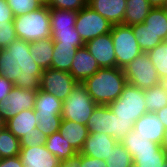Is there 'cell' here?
<instances>
[{"mask_svg":"<svg viewBox=\"0 0 167 167\" xmlns=\"http://www.w3.org/2000/svg\"><path fill=\"white\" fill-rule=\"evenodd\" d=\"M83 84L97 105H108L117 100L127 84V80L124 70L121 68H100Z\"/></svg>","mask_w":167,"mask_h":167,"instance_id":"obj_2","label":"cell"},{"mask_svg":"<svg viewBox=\"0 0 167 167\" xmlns=\"http://www.w3.org/2000/svg\"><path fill=\"white\" fill-rule=\"evenodd\" d=\"M99 69L100 66L97 61L84 46L77 49L69 73L77 82L83 83L87 78L93 76Z\"/></svg>","mask_w":167,"mask_h":167,"instance_id":"obj_16","label":"cell"},{"mask_svg":"<svg viewBox=\"0 0 167 167\" xmlns=\"http://www.w3.org/2000/svg\"><path fill=\"white\" fill-rule=\"evenodd\" d=\"M77 83L69 72L48 68L42 72L40 89L51 93L63 102Z\"/></svg>","mask_w":167,"mask_h":167,"instance_id":"obj_11","label":"cell"},{"mask_svg":"<svg viewBox=\"0 0 167 167\" xmlns=\"http://www.w3.org/2000/svg\"><path fill=\"white\" fill-rule=\"evenodd\" d=\"M132 31L137 39L140 49L144 53H147L163 42L156 34L150 31L144 23L133 25Z\"/></svg>","mask_w":167,"mask_h":167,"instance_id":"obj_30","label":"cell"},{"mask_svg":"<svg viewBox=\"0 0 167 167\" xmlns=\"http://www.w3.org/2000/svg\"><path fill=\"white\" fill-rule=\"evenodd\" d=\"M111 28V23L88 5L77 13L75 29L84 43L110 33Z\"/></svg>","mask_w":167,"mask_h":167,"instance_id":"obj_10","label":"cell"},{"mask_svg":"<svg viewBox=\"0 0 167 167\" xmlns=\"http://www.w3.org/2000/svg\"><path fill=\"white\" fill-rule=\"evenodd\" d=\"M133 164L138 167H162L167 160V151L162 148H153V150L135 151L132 157Z\"/></svg>","mask_w":167,"mask_h":167,"instance_id":"obj_26","label":"cell"},{"mask_svg":"<svg viewBox=\"0 0 167 167\" xmlns=\"http://www.w3.org/2000/svg\"><path fill=\"white\" fill-rule=\"evenodd\" d=\"M85 47L95 58L100 68L116 67L115 49L111 33L103 34L87 41Z\"/></svg>","mask_w":167,"mask_h":167,"instance_id":"obj_13","label":"cell"},{"mask_svg":"<svg viewBox=\"0 0 167 167\" xmlns=\"http://www.w3.org/2000/svg\"><path fill=\"white\" fill-rule=\"evenodd\" d=\"M110 33L115 49L116 67L124 69L143 52L134 36L132 26L124 24L113 25Z\"/></svg>","mask_w":167,"mask_h":167,"instance_id":"obj_8","label":"cell"},{"mask_svg":"<svg viewBox=\"0 0 167 167\" xmlns=\"http://www.w3.org/2000/svg\"><path fill=\"white\" fill-rule=\"evenodd\" d=\"M81 154L77 153L73 157L60 161L59 167H81Z\"/></svg>","mask_w":167,"mask_h":167,"instance_id":"obj_43","label":"cell"},{"mask_svg":"<svg viewBox=\"0 0 167 167\" xmlns=\"http://www.w3.org/2000/svg\"><path fill=\"white\" fill-rule=\"evenodd\" d=\"M38 125L34 109L22 110L19 114L5 122V127L18 139L29 134Z\"/></svg>","mask_w":167,"mask_h":167,"instance_id":"obj_19","label":"cell"},{"mask_svg":"<svg viewBox=\"0 0 167 167\" xmlns=\"http://www.w3.org/2000/svg\"><path fill=\"white\" fill-rule=\"evenodd\" d=\"M162 147L167 151V130L165 132V137H164Z\"/></svg>","mask_w":167,"mask_h":167,"instance_id":"obj_46","label":"cell"},{"mask_svg":"<svg viewBox=\"0 0 167 167\" xmlns=\"http://www.w3.org/2000/svg\"><path fill=\"white\" fill-rule=\"evenodd\" d=\"M76 11L49 8L51 39L54 45H71L78 48L85 43L75 29Z\"/></svg>","mask_w":167,"mask_h":167,"instance_id":"obj_5","label":"cell"},{"mask_svg":"<svg viewBox=\"0 0 167 167\" xmlns=\"http://www.w3.org/2000/svg\"><path fill=\"white\" fill-rule=\"evenodd\" d=\"M87 5L107 19L112 26L123 24L126 0H90Z\"/></svg>","mask_w":167,"mask_h":167,"instance_id":"obj_18","label":"cell"},{"mask_svg":"<svg viewBox=\"0 0 167 167\" xmlns=\"http://www.w3.org/2000/svg\"><path fill=\"white\" fill-rule=\"evenodd\" d=\"M162 167H167V160L163 163Z\"/></svg>","mask_w":167,"mask_h":167,"instance_id":"obj_50","label":"cell"},{"mask_svg":"<svg viewBox=\"0 0 167 167\" xmlns=\"http://www.w3.org/2000/svg\"><path fill=\"white\" fill-rule=\"evenodd\" d=\"M151 9L148 0H126L123 24L133 26L143 23Z\"/></svg>","mask_w":167,"mask_h":167,"instance_id":"obj_23","label":"cell"},{"mask_svg":"<svg viewBox=\"0 0 167 167\" xmlns=\"http://www.w3.org/2000/svg\"><path fill=\"white\" fill-rule=\"evenodd\" d=\"M134 123L133 120L118 118L108 105H97L89 117L87 126L89 133H105L121 142L133 130Z\"/></svg>","mask_w":167,"mask_h":167,"instance_id":"obj_4","label":"cell"},{"mask_svg":"<svg viewBox=\"0 0 167 167\" xmlns=\"http://www.w3.org/2000/svg\"><path fill=\"white\" fill-rule=\"evenodd\" d=\"M14 84L6 77L0 76V101L8 97Z\"/></svg>","mask_w":167,"mask_h":167,"instance_id":"obj_41","label":"cell"},{"mask_svg":"<svg viewBox=\"0 0 167 167\" xmlns=\"http://www.w3.org/2000/svg\"><path fill=\"white\" fill-rule=\"evenodd\" d=\"M77 49L78 47L71 45H54L51 68L70 72Z\"/></svg>","mask_w":167,"mask_h":167,"instance_id":"obj_25","label":"cell"},{"mask_svg":"<svg viewBox=\"0 0 167 167\" xmlns=\"http://www.w3.org/2000/svg\"><path fill=\"white\" fill-rule=\"evenodd\" d=\"M49 8L72 10L78 12L87 5L86 0H49L46 4Z\"/></svg>","mask_w":167,"mask_h":167,"instance_id":"obj_36","label":"cell"},{"mask_svg":"<svg viewBox=\"0 0 167 167\" xmlns=\"http://www.w3.org/2000/svg\"><path fill=\"white\" fill-rule=\"evenodd\" d=\"M152 8L161 7L166 8V0H148Z\"/></svg>","mask_w":167,"mask_h":167,"instance_id":"obj_45","label":"cell"},{"mask_svg":"<svg viewBox=\"0 0 167 167\" xmlns=\"http://www.w3.org/2000/svg\"><path fill=\"white\" fill-rule=\"evenodd\" d=\"M146 109L155 113L167 105V91L162 83L144 90Z\"/></svg>","mask_w":167,"mask_h":167,"instance_id":"obj_29","label":"cell"},{"mask_svg":"<svg viewBox=\"0 0 167 167\" xmlns=\"http://www.w3.org/2000/svg\"><path fill=\"white\" fill-rule=\"evenodd\" d=\"M58 131L77 153H80L89 134L87 125L70 120H62Z\"/></svg>","mask_w":167,"mask_h":167,"instance_id":"obj_20","label":"cell"},{"mask_svg":"<svg viewBox=\"0 0 167 167\" xmlns=\"http://www.w3.org/2000/svg\"><path fill=\"white\" fill-rule=\"evenodd\" d=\"M97 104L87 93L83 83H77L68 97L63 101L62 120H70L87 125L89 117Z\"/></svg>","mask_w":167,"mask_h":167,"instance_id":"obj_7","label":"cell"},{"mask_svg":"<svg viewBox=\"0 0 167 167\" xmlns=\"http://www.w3.org/2000/svg\"><path fill=\"white\" fill-rule=\"evenodd\" d=\"M14 15L6 0H0V23L12 22Z\"/></svg>","mask_w":167,"mask_h":167,"instance_id":"obj_39","label":"cell"},{"mask_svg":"<svg viewBox=\"0 0 167 167\" xmlns=\"http://www.w3.org/2000/svg\"><path fill=\"white\" fill-rule=\"evenodd\" d=\"M20 150V139H18L14 134H12L6 127L0 130L1 159L18 156Z\"/></svg>","mask_w":167,"mask_h":167,"instance_id":"obj_31","label":"cell"},{"mask_svg":"<svg viewBox=\"0 0 167 167\" xmlns=\"http://www.w3.org/2000/svg\"><path fill=\"white\" fill-rule=\"evenodd\" d=\"M120 143L126 148V150L131 154L132 157L135 155V151H145L153 150V148H162V145L150 141L144 136L138 134V132H136L135 130L130 131Z\"/></svg>","mask_w":167,"mask_h":167,"instance_id":"obj_28","label":"cell"},{"mask_svg":"<svg viewBox=\"0 0 167 167\" xmlns=\"http://www.w3.org/2000/svg\"><path fill=\"white\" fill-rule=\"evenodd\" d=\"M5 128V121L3 120V118L0 116V130Z\"/></svg>","mask_w":167,"mask_h":167,"instance_id":"obj_47","label":"cell"},{"mask_svg":"<svg viewBox=\"0 0 167 167\" xmlns=\"http://www.w3.org/2000/svg\"><path fill=\"white\" fill-rule=\"evenodd\" d=\"M46 136L43 132L36 128L33 129L29 134L23 135L20 138L21 147H34L37 145H45Z\"/></svg>","mask_w":167,"mask_h":167,"instance_id":"obj_38","label":"cell"},{"mask_svg":"<svg viewBox=\"0 0 167 167\" xmlns=\"http://www.w3.org/2000/svg\"><path fill=\"white\" fill-rule=\"evenodd\" d=\"M14 17L27 14L42 7L40 0H6Z\"/></svg>","mask_w":167,"mask_h":167,"instance_id":"obj_34","label":"cell"},{"mask_svg":"<svg viewBox=\"0 0 167 167\" xmlns=\"http://www.w3.org/2000/svg\"><path fill=\"white\" fill-rule=\"evenodd\" d=\"M109 109L122 120L136 122L141 116L148 113L144 90L127 83L117 100L108 104Z\"/></svg>","mask_w":167,"mask_h":167,"instance_id":"obj_6","label":"cell"},{"mask_svg":"<svg viewBox=\"0 0 167 167\" xmlns=\"http://www.w3.org/2000/svg\"><path fill=\"white\" fill-rule=\"evenodd\" d=\"M45 146L60 161L77 154L72 145L62 137L59 131L54 132L46 138Z\"/></svg>","mask_w":167,"mask_h":167,"instance_id":"obj_27","label":"cell"},{"mask_svg":"<svg viewBox=\"0 0 167 167\" xmlns=\"http://www.w3.org/2000/svg\"><path fill=\"white\" fill-rule=\"evenodd\" d=\"M127 83L142 90L161 83V79L147 53H142L131 61L124 69Z\"/></svg>","mask_w":167,"mask_h":167,"instance_id":"obj_9","label":"cell"},{"mask_svg":"<svg viewBox=\"0 0 167 167\" xmlns=\"http://www.w3.org/2000/svg\"><path fill=\"white\" fill-rule=\"evenodd\" d=\"M130 167H138L136 164H132Z\"/></svg>","mask_w":167,"mask_h":167,"instance_id":"obj_51","label":"cell"},{"mask_svg":"<svg viewBox=\"0 0 167 167\" xmlns=\"http://www.w3.org/2000/svg\"><path fill=\"white\" fill-rule=\"evenodd\" d=\"M53 49L54 43L51 38H45L30 43L31 57L42 70L51 68Z\"/></svg>","mask_w":167,"mask_h":167,"instance_id":"obj_22","label":"cell"},{"mask_svg":"<svg viewBox=\"0 0 167 167\" xmlns=\"http://www.w3.org/2000/svg\"><path fill=\"white\" fill-rule=\"evenodd\" d=\"M43 70L30 53V42L14 40L0 49V76L6 77L15 87L38 91Z\"/></svg>","mask_w":167,"mask_h":167,"instance_id":"obj_1","label":"cell"},{"mask_svg":"<svg viewBox=\"0 0 167 167\" xmlns=\"http://www.w3.org/2000/svg\"><path fill=\"white\" fill-rule=\"evenodd\" d=\"M161 83L164 85L165 90L167 91V76L164 79H162Z\"/></svg>","mask_w":167,"mask_h":167,"instance_id":"obj_48","label":"cell"},{"mask_svg":"<svg viewBox=\"0 0 167 167\" xmlns=\"http://www.w3.org/2000/svg\"><path fill=\"white\" fill-rule=\"evenodd\" d=\"M143 23L162 41H167V8H152Z\"/></svg>","mask_w":167,"mask_h":167,"instance_id":"obj_24","label":"cell"},{"mask_svg":"<svg viewBox=\"0 0 167 167\" xmlns=\"http://www.w3.org/2000/svg\"><path fill=\"white\" fill-rule=\"evenodd\" d=\"M155 114L159 117L160 121L162 122L165 129L167 130V105L161 110H158L157 112H155Z\"/></svg>","mask_w":167,"mask_h":167,"instance_id":"obj_44","label":"cell"},{"mask_svg":"<svg viewBox=\"0 0 167 167\" xmlns=\"http://www.w3.org/2000/svg\"><path fill=\"white\" fill-rule=\"evenodd\" d=\"M19 157L24 167H59L60 160L45 145L21 147Z\"/></svg>","mask_w":167,"mask_h":167,"instance_id":"obj_15","label":"cell"},{"mask_svg":"<svg viewBox=\"0 0 167 167\" xmlns=\"http://www.w3.org/2000/svg\"><path fill=\"white\" fill-rule=\"evenodd\" d=\"M133 130L152 142L163 144L166 129L155 113L148 112L141 116L134 123Z\"/></svg>","mask_w":167,"mask_h":167,"instance_id":"obj_17","label":"cell"},{"mask_svg":"<svg viewBox=\"0 0 167 167\" xmlns=\"http://www.w3.org/2000/svg\"><path fill=\"white\" fill-rule=\"evenodd\" d=\"M13 22L17 39L32 43L51 38V22L47 5L27 14L16 16Z\"/></svg>","mask_w":167,"mask_h":167,"instance_id":"obj_3","label":"cell"},{"mask_svg":"<svg viewBox=\"0 0 167 167\" xmlns=\"http://www.w3.org/2000/svg\"><path fill=\"white\" fill-rule=\"evenodd\" d=\"M152 64L154 65L160 79L167 76V41H163L155 48L147 52Z\"/></svg>","mask_w":167,"mask_h":167,"instance_id":"obj_32","label":"cell"},{"mask_svg":"<svg viewBox=\"0 0 167 167\" xmlns=\"http://www.w3.org/2000/svg\"><path fill=\"white\" fill-rule=\"evenodd\" d=\"M38 125L37 129L45 134L46 137L52 135L54 132H57L60 128L62 121L61 116H52V117H41L37 116Z\"/></svg>","mask_w":167,"mask_h":167,"instance_id":"obj_35","label":"cell"},{"mask_svg":"<svg viewBox=\"0 0 167 167\" xmlns=\"http://www.w3.org/2000/svg\"><path fill=\"white\" fill-rule=\"evenodd\" d=\"M81 167H107L106 161L103 159L92 158L81 154Z\"/></svg>","mask_w":167,"mask_h":167,"instance_id":"obj_40","label":"cell"},{"mask_svg":"<svg viewBox=\"0 0 167 167\" xmlns=\"http://www.w3.org/2000/svg\"><path fill=\"white\" fill-rule=\"evenodd\" d=\"M0 167H24L19 155L0 159Z\"/></svg>","mask_w":167,"mask_h":167,"instance_id":"obj_42","label":"cell"},{"mask_svg":"<svg viewBox=\"0 0 167 167\" xmlns=\"http://www.w3.org/2000/svg\"><path fill=\"white\" fill-rule=\"evenodd\" d=\"M37 91L13 87L8 97L0 101V116L5 122L22 110L34 109Z\"/></svg>","mask_w":167,"mask_h":167,"instance_id":"obj_12","label":"cell"},{"mask_svg":"<svg viewBox=\"0 0 167 167\" xmlns=\"http://www.w3.org/2000/svg\"><path fill=\"white\" fill-rule=\"evenodd\" d=\"M118 143L116 139L105 133H89L80 154L106 160L112 148Z\"/></svg>","mask_w":167,"mask_h":167,"instance_id":"obj_14","label":"cell"},{"mask_svg":"<svg viewBox=\"0 0 167 167\" xmlns=\"http://www.w3.org/2000/svg\"><path fill=\"white\" fill-rule=\"evenodd\" d=\"M49 0H40L41 3H43L44 5H46L48 3Z\"/></svg>","mask_w":167,"mask_h":167,"instance_id":"obj_49","label":"cell"},{"mask_svg":"<svg viewBox=\"0 0 167 167\" xmlns=\"http://www.w3.org/2000/svg\"><path fill=\"white\" fill-rule=\"evenodd\" d=\"M63 102L51 93L39 89L35 98L34 111L37 116H61Z\"/></svg>","mask_w":167,"mask_h":167,"instance_id":"obj_21","label":"cell"},{"mask_svg":"<svg viewBox=\"0 0 167 167\" xmlns=\"http://www.w3.org/2000/svg\"><path fill=\"white\" fill-rule=\"evenodd\" d=\"M105 161L107 167H130L133 164L131 154L120 142L112 148L111 154Z\"/></svg>","mask_w":167,"mask_h":167,"instance_id":"obj_33","label":"cell"},{"mask_svg":"<svg viewBox=\"0 0 167 167\" xmlns=\"http://www.w3.org/2000/svg\"><path fill=\"white\" fill-rule=\"evenodd\" d=\"M17 39L14 22L0 23V49L6 48Z\"/></svg>","mask_w":167,"mask_h":167,"instance_id":"obj_37","label":"cell"}]
</instances>
